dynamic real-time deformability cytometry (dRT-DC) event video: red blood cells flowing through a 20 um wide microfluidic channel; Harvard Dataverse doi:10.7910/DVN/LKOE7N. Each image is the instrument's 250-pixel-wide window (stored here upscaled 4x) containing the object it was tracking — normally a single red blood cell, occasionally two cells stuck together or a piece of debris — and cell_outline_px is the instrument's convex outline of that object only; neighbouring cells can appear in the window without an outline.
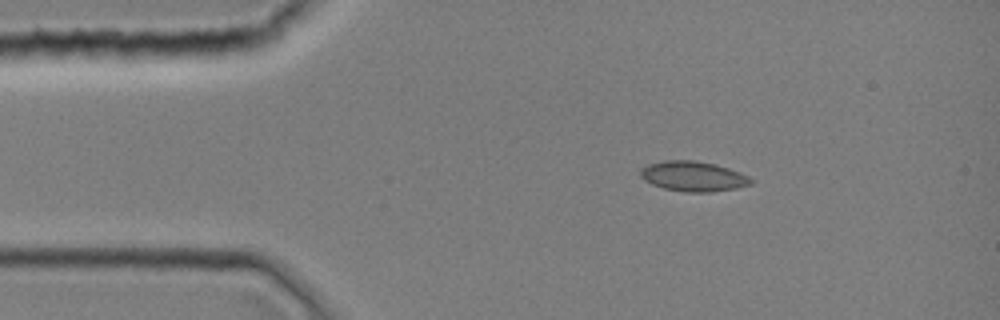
{"species": "common noctule bat (a hibernating species)", "species_latin": "Nyctalus noctula", "temperature_condition": "room temperature", "stored_images_in_passage": 1, "camera_frame_rate_fps": 3000, "um_per_image_px": 0.085, "animal": {"sex": "female", "body_mass_g": 19.0, "forearm_length_mm": 51.5}, "frame": {"image": 1, "passage_image": 1, "time_ms": 0.0, "image_size_px": [1000, 320], "cell_outline_px": [[756, 180], [752, 184], [736, 188], [712, 192], [684, 192], [664, 188], [652, 184], [644, 180], [640, 176], [640, 168], [648, 164], [664, 160], [696, 160], [716, 164], [740, 172]], "centroid_in_image_um": [58.94, 14.98], "position_along_channel_um": 26.1, "area_um2": 19.59}}